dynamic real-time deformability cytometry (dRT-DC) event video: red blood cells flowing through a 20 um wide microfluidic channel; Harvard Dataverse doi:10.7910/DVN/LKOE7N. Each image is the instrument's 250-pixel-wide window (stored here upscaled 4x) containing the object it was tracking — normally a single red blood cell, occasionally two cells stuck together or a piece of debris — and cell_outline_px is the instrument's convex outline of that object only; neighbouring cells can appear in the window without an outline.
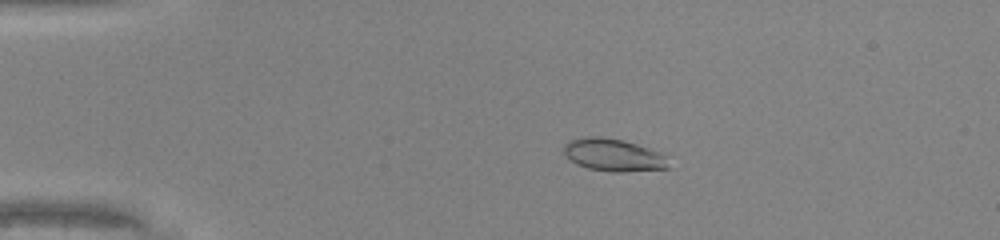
{"species": "common noctule bat (a hibernating species)", "species_latin": "Nyctalus noctula", "temperature_condition": "warm", "stored_images_in_passage": 49, "camera_frame_rate_fps": 3000, "um_per_image_px": 0.085, "animal": {"sex": "male", "body_mass_g": 20.0, "forearm_length_mm": 53.3}, "frame": {"image": 1, "passage_image": 11, "time_ms": 3.333, "image_size_px": [1000, 240], "cell_outline_px": [[672, 168], [624, 172], [612, 172], [588, 168], [576, 164], [564, 152], [564, 144], [572, 140], [588, 136], [600, 136], [624, 140], [660, 152], [664, 156]], "centroid_in_image_um": [52.17, 13.18], "position_along_channel_um": 32.8, "area_um2": 19.77}}
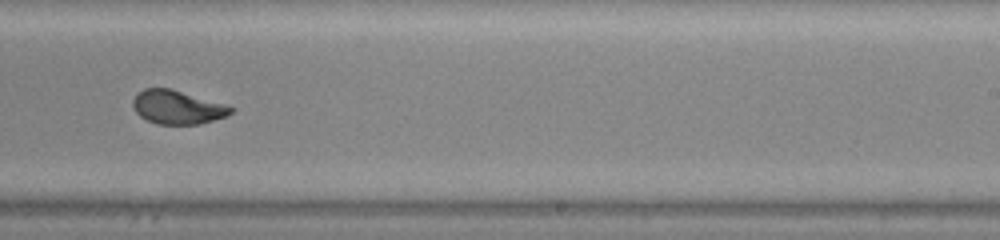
{"frame": {"image": 2, "passage_image": 32, "time_ms": 10.333, "image_size_px": [1000, 240], "cell_outline_px": [[236, 108], [228, 116], [200, 124], [156, 124], [140, 116], [136, 112], [132, 104], [132, 100], [136, 92], [144, 88], [172, 88], [224, 104]], "centroid_in_image_um": [15.07, 9.1], "position_along_channel_um": 273.9, "area_um2": 19.42}}
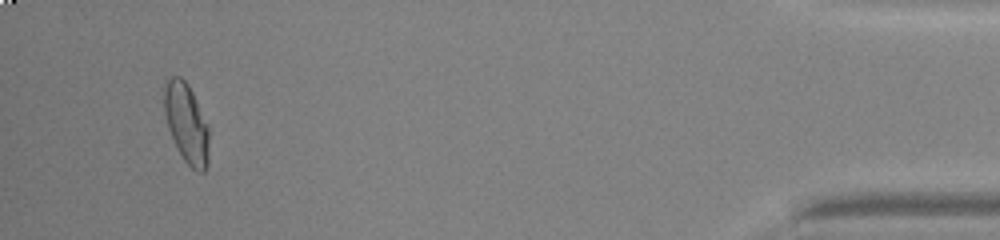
{"frame": {"image": 3, "passage_image": 47, "time_ms": 15.333, "image_size_px": [1000, 240], "cell_outline_px": [[208, 164], [204, 172], [200, 172], [192, 168], [184, 160], [168, 128], [164, 112], [164, 84], [172, 76], [180, 76], [188, 84], [208, 124]], "centroid_in_image_um": [15.85, 10.46], "position_along_channel_um": 419.3, "area_um2": 20.58}, "authors_computed_cell_mechanics": {"area_um2": 19.941, "velocity_mm_per_s": 4.3037, "shape_relaxation_time_tau1_ms": 6.5704, "shape_relaxation_time_tau2_ms": null, "deformation_change_tau1": 0.2527, "deformation_change_tau2": null}}